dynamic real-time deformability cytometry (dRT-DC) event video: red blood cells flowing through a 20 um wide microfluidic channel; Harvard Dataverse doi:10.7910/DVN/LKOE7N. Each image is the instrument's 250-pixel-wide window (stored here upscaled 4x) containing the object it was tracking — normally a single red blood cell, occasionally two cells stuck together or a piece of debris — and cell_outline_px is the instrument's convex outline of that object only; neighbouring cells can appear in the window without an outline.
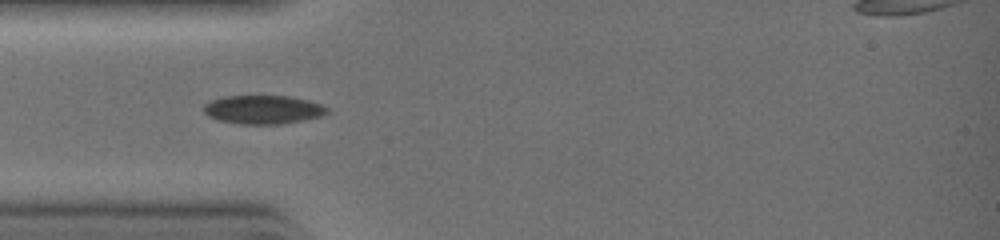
{"species": "common noctule bat (a hibernating species)", "species_latin": "Nyctalus noctula", "temperature_condition": "warm", "stored_images_in_passage": 25, "segment_of_instrument_passage": [1, 2], "camera_frame_rate_fps": 3000, "um_per_image_px": 0.085, "animal": {"sex": "female", "body_mass_g": 19.0, "forearm_length_mm": 51.5}, "frame": {"image": 1, "passage_image": 1, "time_ms": 0.0, "image_size_px": [1000, 240], "cell_outline_px": [[328, 112], [320, 116], [280, 124], [236, 124], [216, 120], [208, 116], [204, 112], [204, 104], [212, 100], [224, 96], [292, 96], [308, 100], [320, 104], [328, 108]], "centroid_in_image_um": [22.32, 9.31], "position_along_channel_um": 62.7, "area_um2": 20.58}}
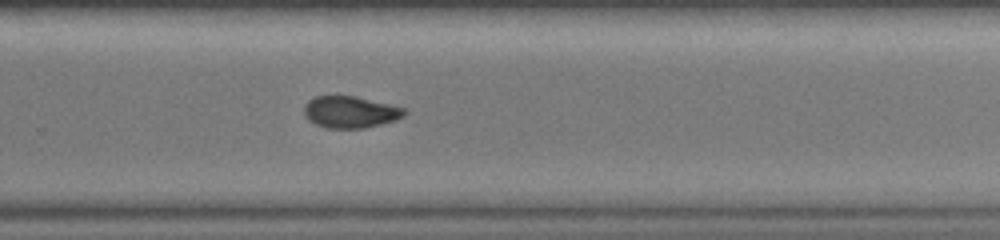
{"frame": {"image": 2, "passage_image": 13, "time_ms": 4.0, "image_size_px": [1000, 240], "cell_outline_px": [[408, 112], [404, 116], [396, 120], [364, 128], [328, 128], [316, 124], [308, 120], [304, 116], [304, 104], [308, 100], [316, 96], [356, 96], [408, 108]], "centroid_in_image_um": [29.8, 9.51], "position_along_channel_um": 300.0, "area_um2": 18.79}}
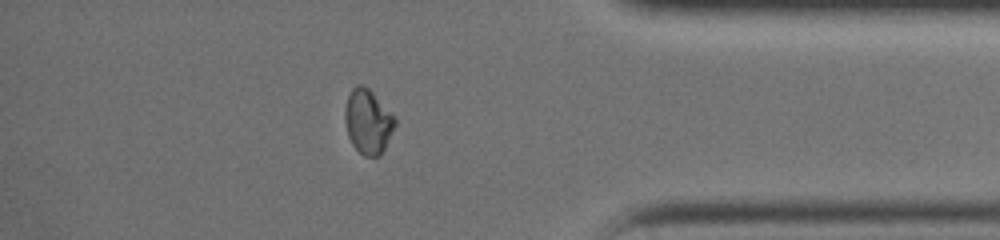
{"frame": {"image": 3, "passage_image": 19, "time_ms": 6.0, "image_size_px": [1000, 240], "cell_outline_px": [[396, 124], [380, 156], [364, 156], [352, 144], [348, 136], [344, 120], [344, 108], [348, 96], [352, 88], [356, 84], [360, 84], [368, 88], [396, 116]], "centroid_in_image_um": [31.27, 10.31], "position_along_channel_um": 403.9, "area_um2": 18.84}}